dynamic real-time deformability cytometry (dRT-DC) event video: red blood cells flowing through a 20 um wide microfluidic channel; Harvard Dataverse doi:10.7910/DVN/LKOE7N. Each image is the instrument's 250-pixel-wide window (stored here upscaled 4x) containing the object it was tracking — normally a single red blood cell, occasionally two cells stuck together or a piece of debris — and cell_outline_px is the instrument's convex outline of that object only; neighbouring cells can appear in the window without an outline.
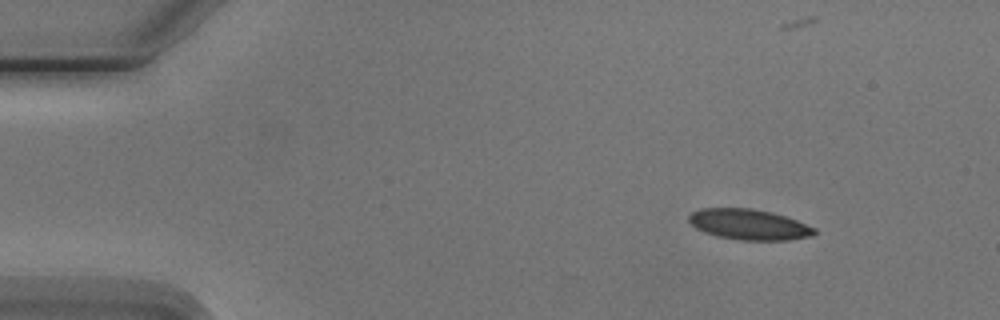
{"species": "Egyptian fruit bat (a non-hibernating species)", "species_latin": "Rousettus aegyptiacus", "temperature_condition": "cold", "stored_images_in_passage": 7, "camera_frame_rate_fps": 3000, "um_per_image_px": 0.085, "animal": {"sex": "male"}, "frame": {"image": 1, "passage_image": 2, "time_ms": 1.333, "image_size_px": [1000, 320], "cell_outline_px": [[816, 232], [812, 236], [788, 240], [740, 240], [716, 236], [704, 232], [696, 228], [688, 220], [688, 216], [692, 212], [700, 208], [752, 208], [772, 212], [796, 220], [816, 228]], "centroid_in_image_um": [63.65, 19.08], "position_along_channel_um": 21.4, "area_um2": 22.43}}
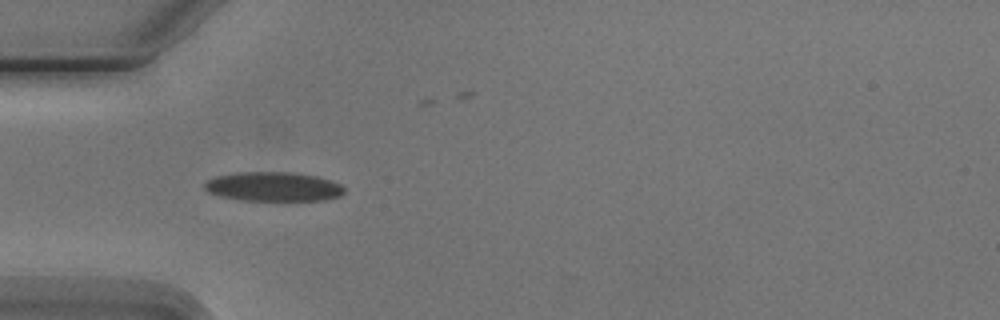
{"frame": {"image": 2, "passage_image": 5, "time_ms": 4.667, "image_size_px": [1000, 320], "cell_outline_px": [[344, 192], [340, 196], [324, 200], [240, 200], [220, 196], [208, 192], [204, 188], [204, 184], [208, 180], [216, 176], [236, 172], [292, 172], [316, 176], [340, 184], [344, 188]], "centroid_in_image_um": [23.21, 15.86], "position_along_channel_um": 61.8, "area_um2": 23.76}}
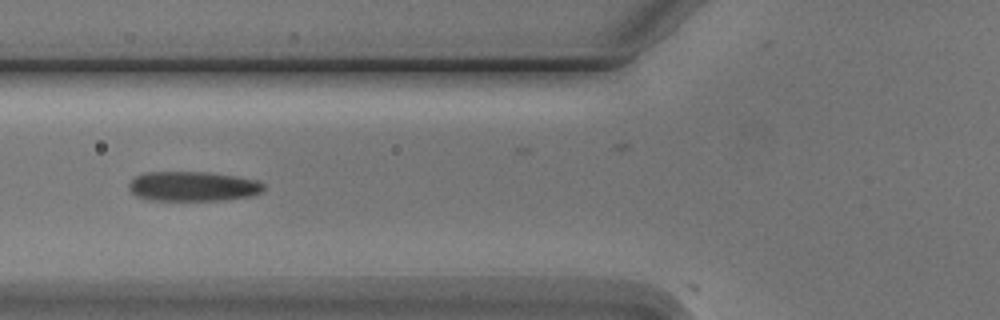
{"frame": {"image": 3, "passage_image": 6, "time_ms": 6.0, "image_size_px": [1000, 320], "cell_outline_px": [[264, 188], [260, 192], [252, 196], [224, 200], [148, 200], [136, 196], [128, 188], [128, 184], [136, 176], [144, 172], [208, 172], [236, 176], [256, 180], [264, 184]], "centroid_in_image_um": [16.38, 15.84], "position_along_channel_um": 109.4, "area_um2": 23.41}}